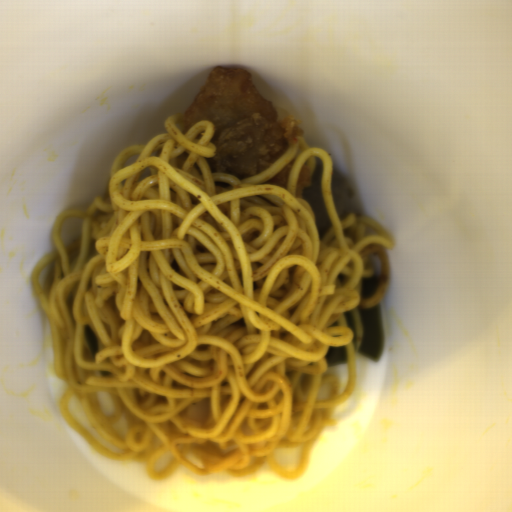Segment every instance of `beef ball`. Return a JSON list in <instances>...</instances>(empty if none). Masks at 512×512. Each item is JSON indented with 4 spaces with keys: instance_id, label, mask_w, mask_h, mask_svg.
I'll use <instances>...</instances> for the list:
<instances>
[{
    "instance_id": "c3f7d807",
    "label": "beef ball",
    "mask_w": 512,
    "mask_h": 512,
    "mask_svg": "<svg viewBox=\"0 0 512 512\" xmlns=\"http://www.w3.org/2000/svg\"><path fill=\"white\" fill-rule=\"evenodd\" d=\"M322 180L323 162L321 159L316 158L310 185L305 187L300 199L306 201L310 205L313 211L315 227L320 239L325 238L333 226L332 220L324 205Z\"/></svg>"
},
{
    "instance_id": "3eea062c",
    "label": "beef ball",
    "mask_w": 512,
    "mask_h": 512,
    "mask_svg": "<svg viewBox=\"0 0 512 512\" xmlns=\"http://www.w3.org/2000/svg\"><path fill=\"white\" fill-rule=\"evenodd\" d=\"M331 191L338 219L355 210L356 194L349 180L332 168Z\"/></svg>"
}]
</instances>
